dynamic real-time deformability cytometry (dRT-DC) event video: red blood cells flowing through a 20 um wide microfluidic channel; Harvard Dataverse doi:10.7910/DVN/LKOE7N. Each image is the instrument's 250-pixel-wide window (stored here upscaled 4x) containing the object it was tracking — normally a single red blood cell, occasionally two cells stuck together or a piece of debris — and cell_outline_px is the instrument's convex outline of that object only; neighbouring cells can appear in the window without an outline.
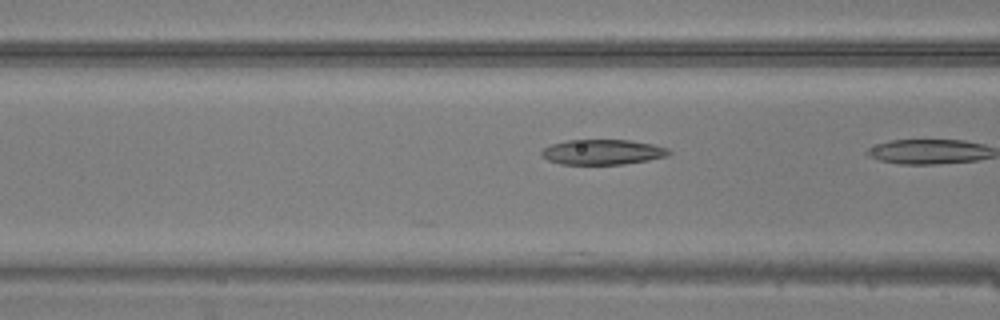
{"species": "common noctule bat (a hibernating species)", "species_latin": "Nyctalus noctula", "temperature_condition": "warm", "stored_images_in_passage": 5, "camera_frame_rate_fps": 3000, "um_per_image_px": 0.085, "animal": {"sex": "male", "body_mass_g": 20.5, "forearm_length_mm": 52.5}, "frame": {"image": 1, "passage_image": 4, "time_ms": 1.0, "image_size_px": [1000, 320], "cell_outline_px": [[672, 152], [668, 156], [648, 160], [624, 164], [560, 164], [548, 160], [540, 156], [540, 152], [544, 148], [552, 144], [568, 140], [628, 140], [652, 144], [668, 148]], "centroid_in_image_um": [51.21, 12.92], "position_along_channel_um": 115.4, "area_um2": 18.67}}